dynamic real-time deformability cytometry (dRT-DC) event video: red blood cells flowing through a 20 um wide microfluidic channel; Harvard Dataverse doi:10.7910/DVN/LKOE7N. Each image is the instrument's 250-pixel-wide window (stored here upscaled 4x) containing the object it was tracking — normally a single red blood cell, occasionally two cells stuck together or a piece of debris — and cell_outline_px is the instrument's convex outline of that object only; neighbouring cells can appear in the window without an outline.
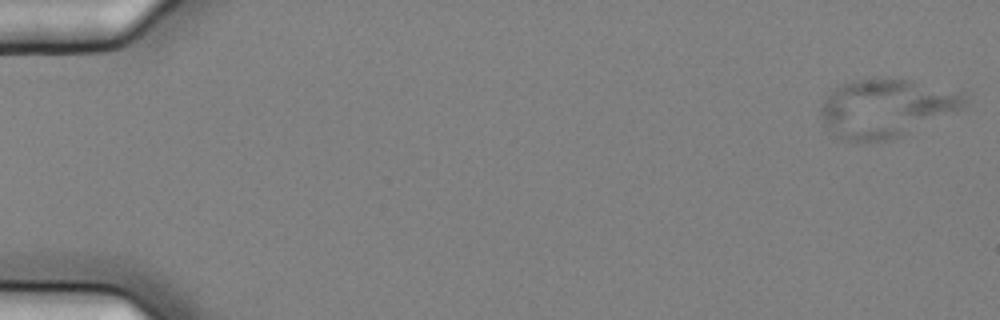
{"species": "common noctule bat (a hibernating species)", "species_latin": "Nyctalus noctula", "temperature_condition": "cold", "stored_images_in_passage": 56, "camera_frame_rate_fps": 3000, "um_per_image_px": 0.085, "animal": {"sex": "female", "body_mass_g": 25.1}, "frame": {"image": 1, "passage_image": 1, "time_ms": 0.0, "image_size_px": [1000, 320], "cell_outline_px": [[968, 100], [956, 112], [892, 140], [868, 144], [844, 140], [836, 136], [828, 128], [820, 112], [820, 108], [824, 100], [832, 88], [840, 84], [872, 76], [876, 76], [908, 80], [964, 92]], "centroid_in_image_um": [75.3, 9.19], "position_along_channel_um": 9.7, "area_um2": 49.53}}
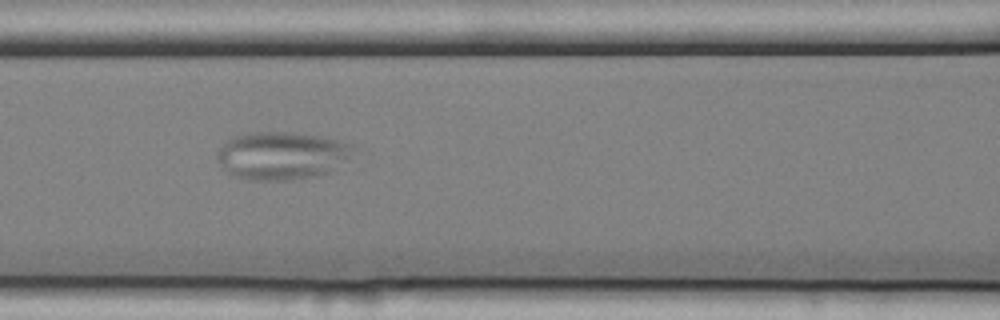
{"frame": {"image": 2, "passage_image": 25, "time_ms": 8.0, "image_size_px": [1000, 320], "cell_outline_px": [[352, 148], [348, 160], [324, 176], [288, 180], [248, 180], [232, 176], [220, 164], [216, 156], [224, 140], [232, 136], [252, 132], [292, 132], [320, 136], [340, 140], [352, 144]], "centroid_in_image_um": [23.94, 13.23], "position_along_channel_um": 142.7, "area_um2": 38.44}}
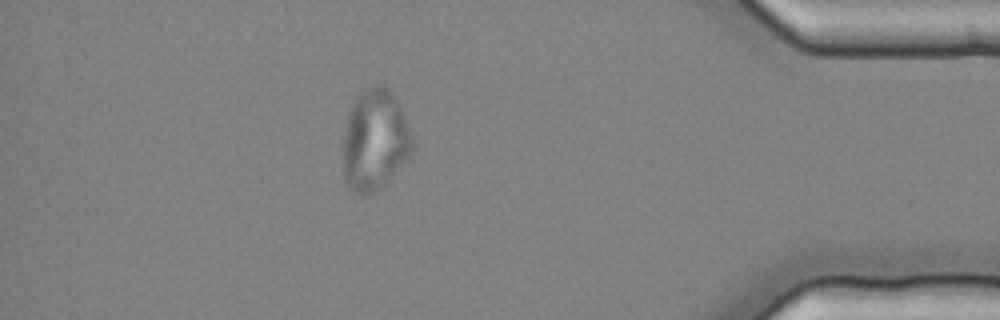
{"frame": {"image": 3, "passage_image": 50, "time_ms": 16.333, "image_size_px": [1000, 320], "cell_outline_px": [[412, 152], [384, 184], [360, 196], [344, 180], [344, 128], [348, 116], [360, 92], [364, 88], [376, 84], [380, 84], [388, 88], [396, 100], [412, 132]], "centroid_in_image_um": [31.86, 11.87], "position_along_channel_um": 403.3, "area_um2": 39.82}}